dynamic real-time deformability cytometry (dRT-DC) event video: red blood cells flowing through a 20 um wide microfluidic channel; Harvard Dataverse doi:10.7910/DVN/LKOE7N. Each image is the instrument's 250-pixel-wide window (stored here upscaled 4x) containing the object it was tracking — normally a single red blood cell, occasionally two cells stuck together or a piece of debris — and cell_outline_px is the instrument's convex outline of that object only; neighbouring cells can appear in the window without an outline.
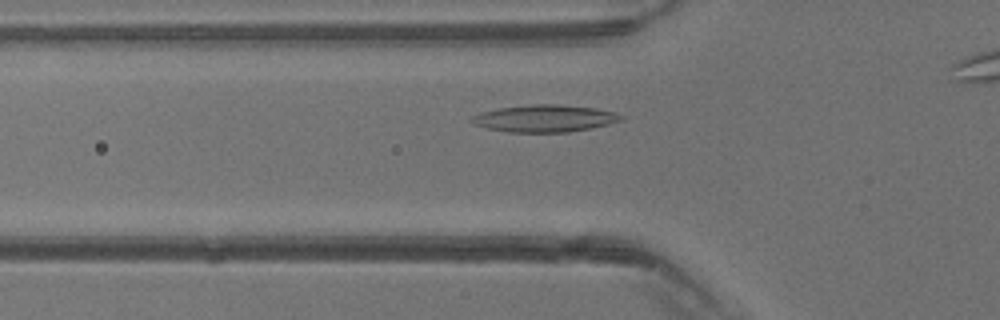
{"species": "common noctule bat (a hibernating species)", "species_latin": "Nyctalus noctula", "temperature_condition": "warm", "stored_images_in_passage": 28, "camera_frame_rate_fps": 3000, "um_per_image_px": 0.085, "animal": {"sex": "male", "body_mass_g": 13.3}, "frame": {"image": 1, "passage_image": 7, "time_ms": 2.0, "image_size_px": [1000, 320], "cell_outline_px": [[624, 116], [620, 120], [608, 124], [592, 128], [568, 132], [508, 132], [488, 128], [476, 124], [472, 120], [472, 116], [480, 112], [500, 108], [532, 104], [556, 104], [596, 108], [616, 112]], "centroid_in_image_um": [46.33, 10.06], "position_along_channel_um": 79.5, "area_um2": 23.41}}
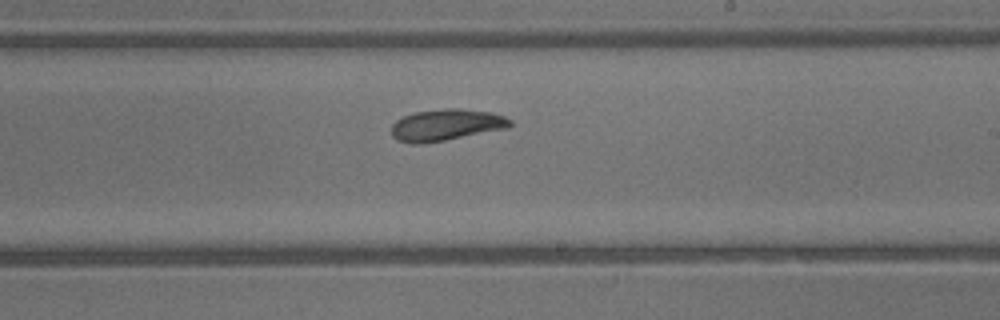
{"frame": {"image": 2, "passage_image": 17, "time_ms": 5.333, "image_size_px": [1000, 320], "cell_outline_px": [[512, 124], [508, 128], [444, 140], [420, 144], [412, 144], [400, 140], [392, 136], [392, 124], [396, 120], [412, 112], [444, 108], [456, 108], [488, 112], [504, 116], [512, 120]], "centroid_in_image_um": [37.91, 10.61], "position_along_channel_um": 251.1, "area_um2": 21.68}}
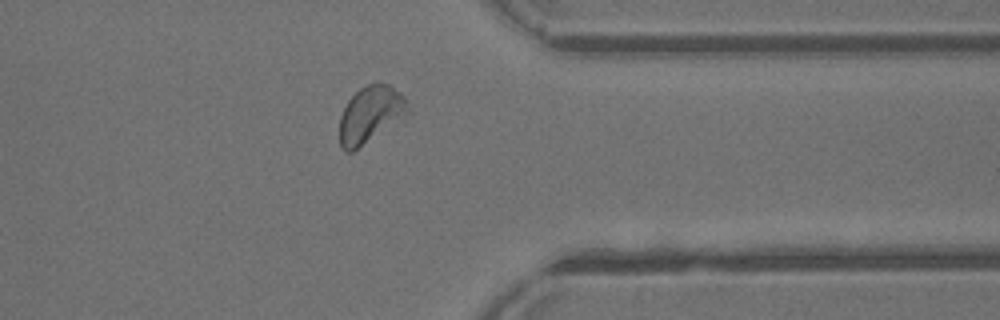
{"frame": {"image": 3, "passage_image": 25, "time_ms": 8.0, "image_size_px": [1000, 320], "cell_outline_px": [[408, 112], [352, 152], [344, 152], [340, 148], [340, 116], [348, 100], [360, 88], [376, 80], [388, 84], [400, 92], [404, 96]], "centroid_in_image_um": [31.43, 9.69], "position_along_channel_um": 380.0, "area_um2": 21.96}}